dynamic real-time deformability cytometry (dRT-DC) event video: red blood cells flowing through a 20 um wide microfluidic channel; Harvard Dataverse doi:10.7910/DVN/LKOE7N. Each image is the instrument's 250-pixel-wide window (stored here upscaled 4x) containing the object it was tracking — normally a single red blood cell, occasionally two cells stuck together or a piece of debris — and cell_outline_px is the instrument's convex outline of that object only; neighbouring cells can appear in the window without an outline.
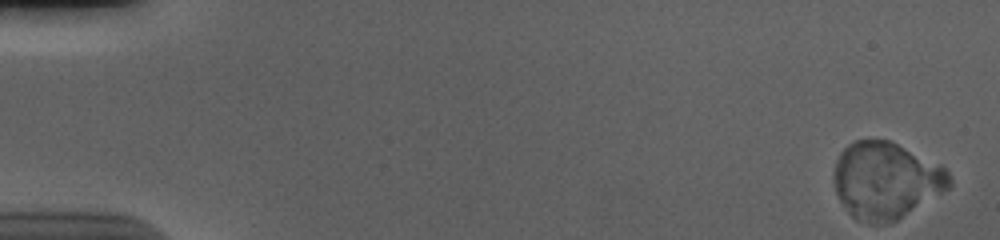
{"species": "human", "species_latin": "Homo sapiens", "temperature_condition": "cold", "stored_images_in_passage": 16, "camera_frame_rate_fps": 3000, "um_per_image_px": 0.085, "donor": {"sex": "male"}, "frame": {"image": 1, "passage_image": 1, "time_ms": 0.0, "image_size_px": [1000, 240], "cell_outline_px": [[952, 184], [948, 188], [896, 220], [888, 224], [868, 224], [856, 220], [848, 212], [840, 200], [836, 192], [836, 160], [840, 152], [848, 144], [856, 140], [888, 140], [944, 168], [948, 172], [952, 180]], "centroid_in_image_um": [75.27, 15.36], "position_along_channel_um": 9.7, "area_um2": 50.58}}